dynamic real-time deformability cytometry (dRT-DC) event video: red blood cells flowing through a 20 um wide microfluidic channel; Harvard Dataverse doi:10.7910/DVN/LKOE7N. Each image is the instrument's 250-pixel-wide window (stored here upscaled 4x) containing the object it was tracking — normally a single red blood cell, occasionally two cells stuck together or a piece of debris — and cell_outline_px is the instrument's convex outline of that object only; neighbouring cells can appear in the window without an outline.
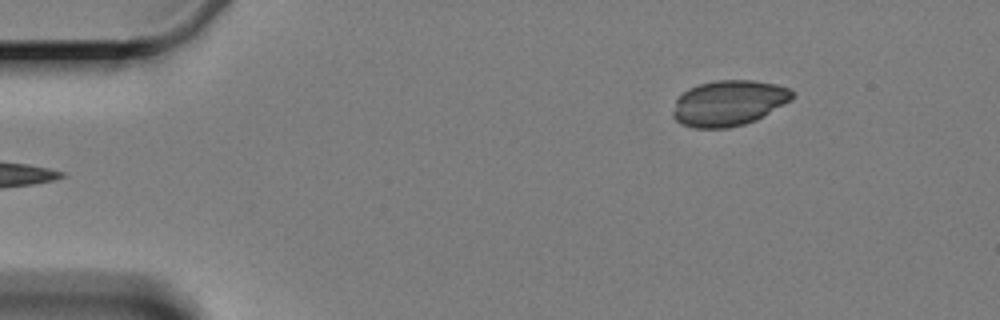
{"species": "Egyptian fruit bat (a non-hibernating species)", "species_latin": "Rousettus aegyptiacus", "temperature_condition": "cold", "stored_images_in_passage": 5, "camera_frame_rate_fps": 3000, "um_per_image_px": 0.085, "animal": {"sex": "female"}, "frame": {"image": 1, "passage_image": 5, "time_ms": 5.667, "image_size_px": [1000, 320], "cell_outline_px": [[796, 92], [792, 100], [756, 120], [744, 124], [728, 128], [696, 128], [680, 124], [672, 116], [672, 112], [676, 100], [688, 88], [700, 84], [716, 80], [752, 80], [776, 84], [792, 88]], "centroid_in_image_um": [61.97, 8.76], "position_along_channel_um": 23.0, "area_um2": 31.91}}